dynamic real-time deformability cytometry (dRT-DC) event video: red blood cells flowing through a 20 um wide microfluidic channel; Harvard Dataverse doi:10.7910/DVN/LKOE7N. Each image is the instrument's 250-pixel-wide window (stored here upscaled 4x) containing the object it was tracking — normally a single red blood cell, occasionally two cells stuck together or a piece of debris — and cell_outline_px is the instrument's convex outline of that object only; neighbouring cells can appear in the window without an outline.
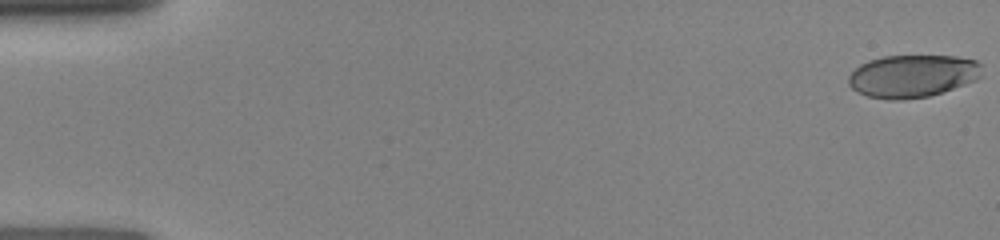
{"species": "human", "species_latin": "Homo sapiens", "temperature_condition": "room temperature", "stored_images_in_passage": 33, "camera_frame_rate_fps": 3000, "um_per_image_px": 0.085, "donor": {"sex": "female"}, "frame": {"image": 1, "passage_image": 1, "time_ms": 0.0, "image_size_px": [1000, 240], "cell_outline_px": [[984, 64], [980, 76], [976, 80], [928, 96], [900, 100], [888, 100], [868, 96], [856, 92], [848, 84], [848, 76], [860, 64], [868, 60], [884, 56], [956, 56], [976, 60]], "centroid_in_image_um": [77.56, 6.45], "position_along_channel_um": 7.4, "area_um2": 33.23}}
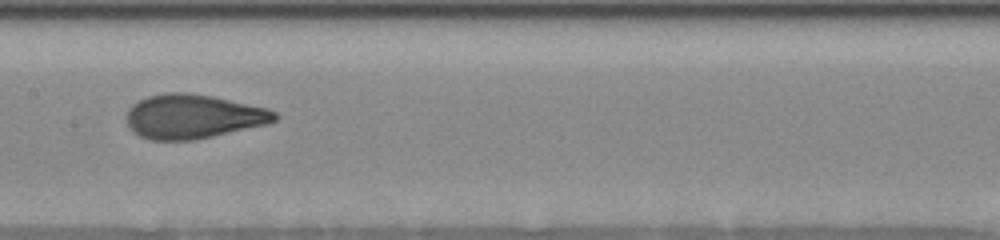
{"frame": {"image": 2, "passage_image": 18, "time_ms": 8.0, "image_size_px": [1000, 240], "cell_outline_px": [[280, 116], [276, 120], [264, 124], [196, 140], [148, 140], [132, 132], [128, 128], [128, 108], [132, 104], [148, 96], [168, 92], [188, 92], [212, 96], [268, 108], [276, 112]], "centroid_in_image_um": [16.39, 9.9], "position_along_channel_um": 191.0, "area_um2": 38.15}}
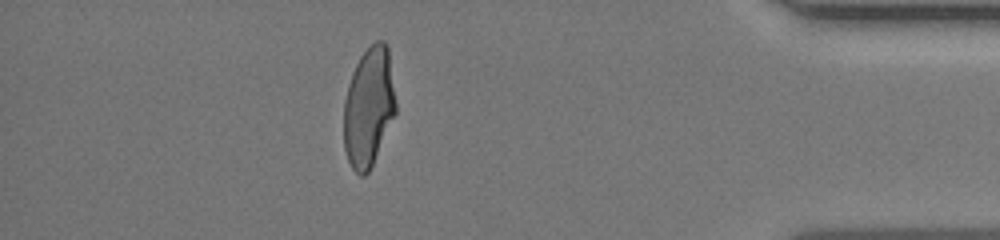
{"frame": {"image": 3, "passage_image": 30, "time_ms": 14.0, "image_size_px": [1000, 240], "cell_outline_px": [[396, 112], [372, 164], [368, 172], [364, 176], [360, 176], [352, 168], [348, 160], [344, 148], [344, 100], [348, 84], [352, 72], [360, 56], [376, 40], [384, 40], [388, 48], [396, 104]], "centroid_in_image_um": [31.33, 9.09], "position_along_channel_um": 403.9, "area_um2": 35.89}}